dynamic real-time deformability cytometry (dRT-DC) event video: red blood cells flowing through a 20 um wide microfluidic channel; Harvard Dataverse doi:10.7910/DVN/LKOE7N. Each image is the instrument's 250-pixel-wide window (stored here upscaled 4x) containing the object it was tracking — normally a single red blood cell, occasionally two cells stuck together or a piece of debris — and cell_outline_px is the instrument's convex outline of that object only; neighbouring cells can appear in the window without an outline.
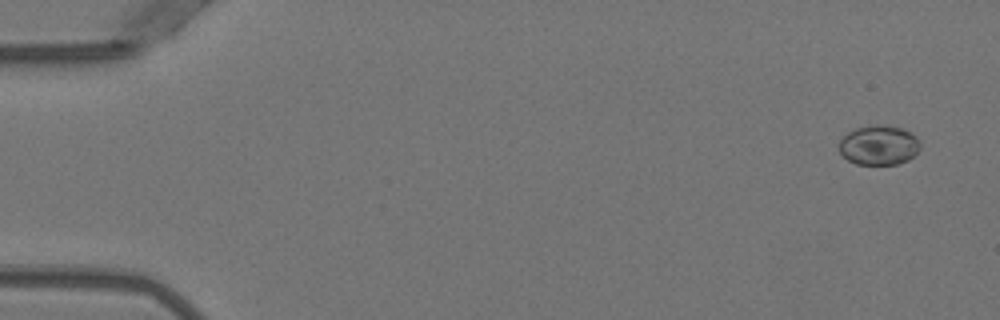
{"species": "Egyptian fruit bat (a non-hibernating species)", "species_latin": "Rousettus aegyptiacus", "temperature_condition": "warm", "stored_images_in_passage": 52, "camera_frame_rate_fps": 3000, "um_per_image_px": 0.085, "animal": {"sex": "female"}, "frame": {"image": 1, "passage_image": 3, "time_ms": 0.667, "image_size_px": [1000, 320], "cell_outline_px": [[920, 148], [908, 160], [896, 164], [856, 164], [848, 160], [840, 152], [840, 140], [848, 132], [856, 128], [876, 124], [904, 128], [916, 136], [920, 144]], "centroid_in_image_um": [74.71, 12.33], "position_along_channel_um": 10.3, "area_um2": 18.61}}
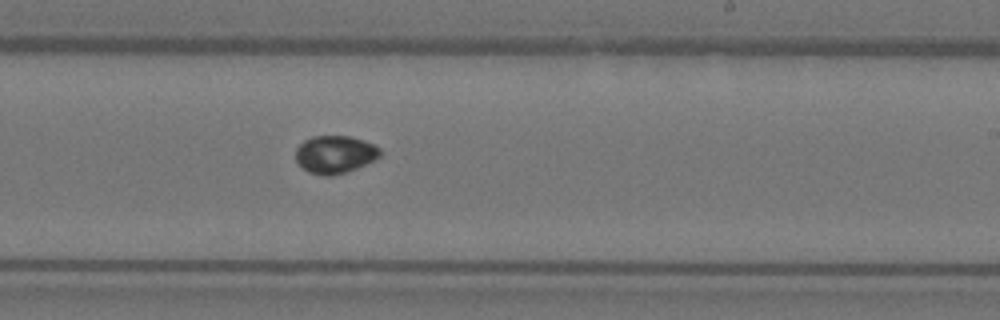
{"frame": {"image": 2, "passage_image": 32, "time_ms": 10.333, "image_size_px": [1000, 320], "cell_outline_px": [[380, 156], [376, 160], [356, 168], [332, 176], [324, 176], [308, 172], [296, 160], [296, 148], [304, 140], [312, 136], [352, 136], [364, 140], [380, 148]], "centroid_in_image_um": [28.48, 13.12], "position_along_channel_um": 260.5, "area_um2": 18.55}}
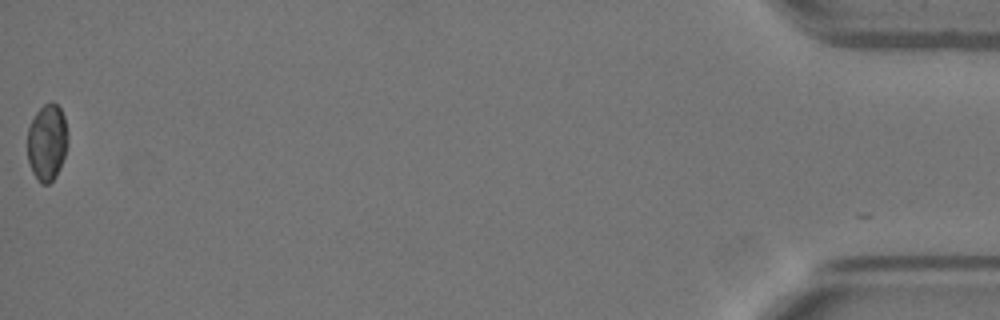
{"frame": {"image": 3, "passage_image": 52, "time_ms": 17.0, "image_size_px": [1000, 320], "cell_outline_px": [[68, 136], [64, 156], [60, 168], [56, 176], [48, 184], [40, 184], [32, 172], [28, 160], [28, 128], [36, 112], [44, 104], [52, 100], [60, 108], [64, 116], [68, 132]], "centroid_in_image_um": [4.0, 12.09], "position_along_channel_um": 431.2, "area_um2": 18.09}}